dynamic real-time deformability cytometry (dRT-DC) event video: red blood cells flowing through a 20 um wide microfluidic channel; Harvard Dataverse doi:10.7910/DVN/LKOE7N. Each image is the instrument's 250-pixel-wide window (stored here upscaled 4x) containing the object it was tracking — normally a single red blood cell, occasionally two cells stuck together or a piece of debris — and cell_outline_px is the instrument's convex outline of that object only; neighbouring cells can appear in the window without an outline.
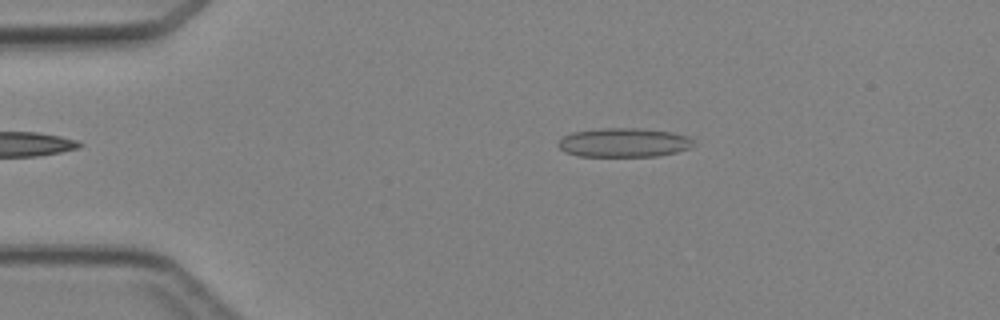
{"species": "Egyptian fruit bat (a non-hibernating species)", "species_latin": "Rousettus aegyptiacus", "temperature_condition": "cold", "stored_images_in_passage": 4, "camera_frame_rate_fps": 3000, "um_per_image_px": 0.085, "animal": {"sex": "female"}, "frame": {"image": 1, "passage_image": 3, "time_ms": 2.333, "image_size_px": [1000, 320], "cell_outline_px": [[692, 144], [688, 148], [676, 152], [656, 156], [580, 156], [564, 152], [556, 144], [564, 136], [572, 132], [600, 128], [640, 128], [672, 132], [688, 136], [692, 140]], "centroid_in_image_um": [52.99, 12.11], "position_along_channel_um": 32.0, "area_um2": 22.83}}